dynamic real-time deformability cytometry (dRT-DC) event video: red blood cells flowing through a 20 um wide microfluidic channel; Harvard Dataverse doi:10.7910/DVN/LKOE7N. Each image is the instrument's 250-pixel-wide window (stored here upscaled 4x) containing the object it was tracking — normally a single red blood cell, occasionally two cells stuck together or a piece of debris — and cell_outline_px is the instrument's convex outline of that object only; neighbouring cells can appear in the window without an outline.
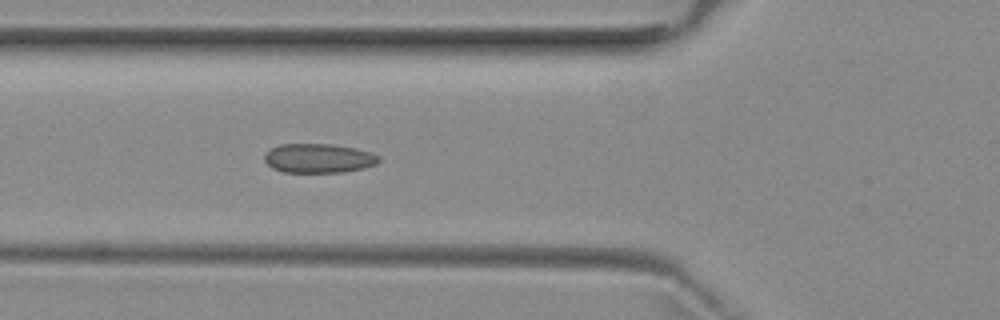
{"species": "common noctule bat (a hibernating species)", "species_latin": "Nyctalus noctula", "temperature_condition": "room temperature", "stored_images_in_passage": 5, "camera_frame_rate_fps": 3000, "um_per_image_px": 0.085, "animal": {"sex": "female", "body_mass_g": 29.2, "forearm_length_mm": 56.3}, "frame": {"image": 1, "passage_image": 5, "time_ms": 4.667, "image_size_px": [1000, 320], "cell_outline_px": [[380, 160], [376, 164], [364, 168], [344, 172], [284, 172], [272, 168], [264, 160], [264, 152], [280, 144], [332, 144], [356, 148], [372, 152], [380, 156]], "centroid_in_image_um": [27.09, 13.45], "position_along_channel_um": 98.7, "area_um2": 19.65}}